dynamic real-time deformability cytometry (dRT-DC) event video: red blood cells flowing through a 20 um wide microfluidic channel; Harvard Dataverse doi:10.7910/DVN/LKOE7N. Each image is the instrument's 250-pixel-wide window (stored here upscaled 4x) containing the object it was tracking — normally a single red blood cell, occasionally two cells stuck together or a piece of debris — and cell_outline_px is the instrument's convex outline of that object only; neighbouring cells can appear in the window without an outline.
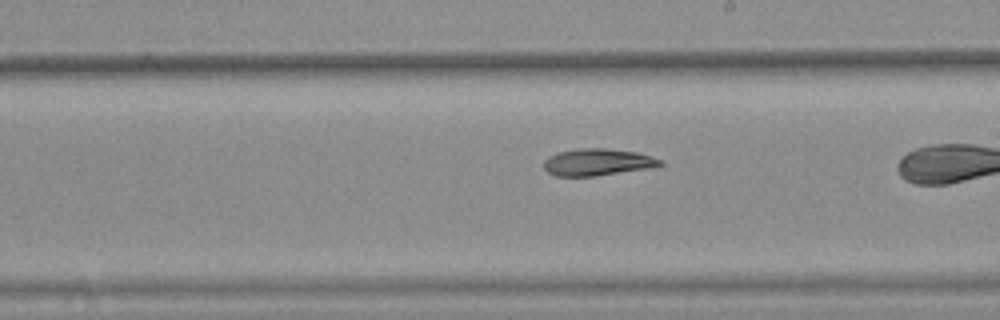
{"species": "common noctule bat (a hibernating species)", "species_latin": "Nyctalus noctula", "temperature_condition": "warm", "stored_images_in_passage": 38, "camera_frame_rate_fps": 3000, "um_per_image_px": 0.085, "animal": {"sex": "female", "body_mass_g": 25.1}, "frame": {"image": 1, "passage_image": 27, "time_ms": 8.667, "image_size_px": [1000, 320], "cell_outline_px": [[664, 164], [656, 168], [596, 176], [556, 176], [548, 172], [544, 168], [544, 160], [548, 156], [556, 152], [580, 148], [608, 148], [636, 152], [652, 156], [664, 160]], "centroid_in_image_um": [50.85, 13.78], "position_along_channel_um": 238.1, "area_um2": 18.73}}